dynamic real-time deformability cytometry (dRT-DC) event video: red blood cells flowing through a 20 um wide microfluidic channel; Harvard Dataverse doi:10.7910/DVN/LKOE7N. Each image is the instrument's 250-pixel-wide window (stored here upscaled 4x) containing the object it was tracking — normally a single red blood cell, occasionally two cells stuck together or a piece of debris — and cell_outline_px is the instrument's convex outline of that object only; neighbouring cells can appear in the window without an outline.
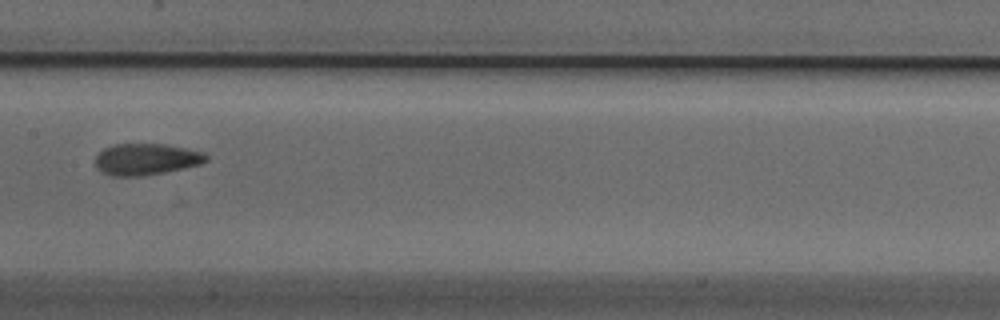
{"species": "Egyptian fruit bat (a non-hibernating species)", "species_latin": "Rousettus aegyptiacus", "temperature_condition": "cold", "stored_images_in_passage": 9, "camera_frame_rate_fps": 3000, "um_per_image_px": 0.085, "animal": {"sex": "male"}, "frame": {"image": 1, "passage_image": 8, "time_ms": 2.333, "image_size_px": [1000, 320], "cell_outline_px": [[208, 160], [200, 164], [164, 172], [144, 176], [112, 176], [100, 172], [96, 168], [96, 156], [104, 148], [112, 144], [164, 144], [204, 152], [208, 156]], "centroid_in_image_um": [12.4, 13.54], "position_along_channel_um": 195.0, "area_um2": 20.35}}
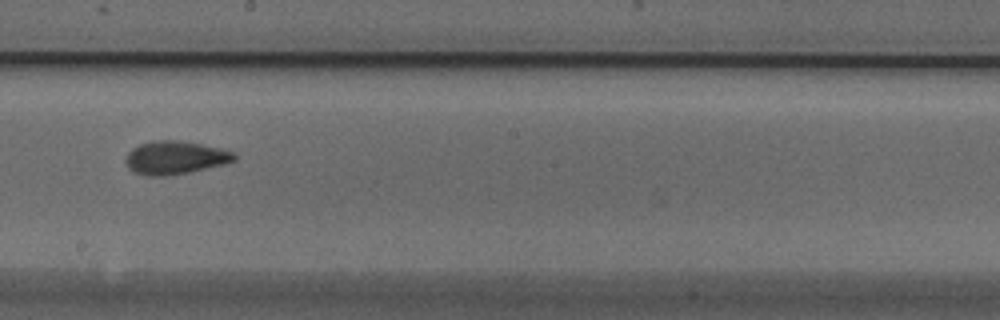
{"frame": {"image": 2, "passage_image": 9, "time_ms": 2.667, "image_size_px": [1000, 320], "cell_outline_px": [[236, 160], [224, 164], [188, 172], [160, 176], [152, 176], [136, 172], [128, 168], [124, 160], [128, 152], [132, 148], [140, 144], [152, 140], [176, 140], [200, 144], [220, 148], [232, 152], [236, 156]], "centroid_in_image_um": [14.86, 13.39], "position_along_channel_um": 233.3, "area_um2": 20.75}}